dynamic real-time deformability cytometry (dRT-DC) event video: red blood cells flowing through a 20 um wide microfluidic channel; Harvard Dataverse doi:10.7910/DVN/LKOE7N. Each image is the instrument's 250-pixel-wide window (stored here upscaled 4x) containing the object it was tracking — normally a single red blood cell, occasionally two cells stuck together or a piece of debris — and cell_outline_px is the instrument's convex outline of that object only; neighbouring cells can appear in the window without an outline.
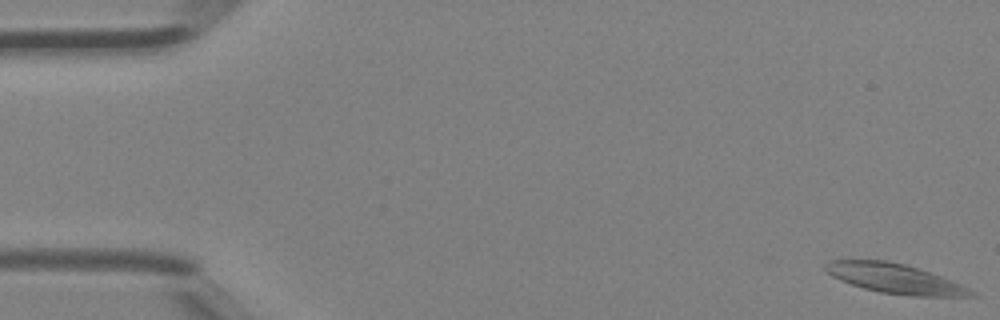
{"species": "Egyptian fruit bat (a non-hibernating species)", "species_latin": "Rousettus aegyptiacus", "temperature_condition": "room temperature", "stored_images_in_passage": 7, "camera_frame_rate_fps": 3000, "um_per_image_px": 0.085, "animal": {"sex": "female"}, "frame": {"image": 1, "passage_image": 1, "time_ms": 0.0, "image_size_px": [1000, 320], "cell_outline_px": [[980, 296], [912, 296], [880, 292], [864, 288], [840, 280], [832, 276], [824, 268], [824, 264], [828, 260], [888, 260], [904, 264], [940, 276], [960, 284], [968, 288]], "centroid_in_image_um": [76.04, 23.67], "position_along_channel_um": 9.0, "area_um2": 24.85}}
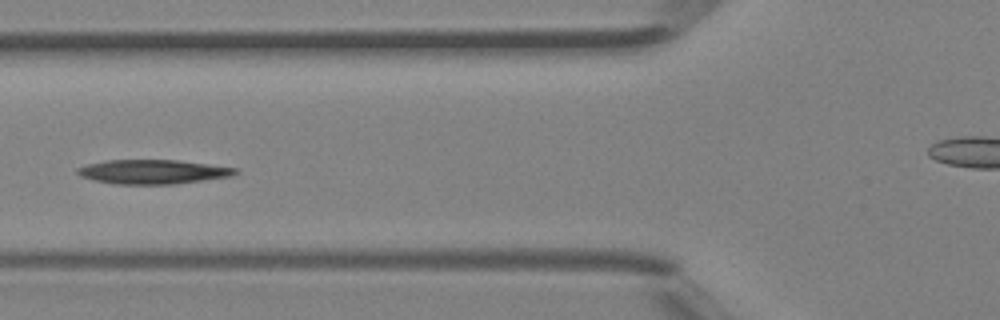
{"frame": {"image": 2, "passage_image": 6, "time_ms": 1.667, "image_size_px": [1000, 320], "cell_outline_px": [[240, 172], [232, 176], [172, 184], [112, 184], [92, 180], [80, 176], [76, 172], [76, 168], [88, 164], [104, 160], [176, 160], [208, 164], [236, 168]], "centroid_in_image_um": [12.95, 14.6], "position_along_channel_um": 112.9, "area_um2": 22.31}}
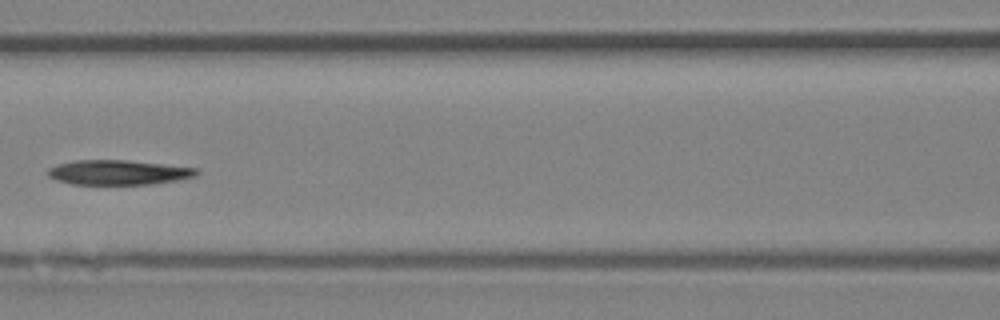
{"frame": {"image": 3, "passage_image": 7, "time_ms": 2.0, "image_size_px": [1000, 320], "cell_outline_px": [[200, 172], [196, 176], [176, 180], [152, 184], [72, 184], [56, 180], [48, 176], [48, 168], [56, 164], [72, 160], [128, 160], [200, 168]], "centroid_in_image_um": [10.07, 14.64], "position_along_channel_um": 156.5, "area_um2": 21.62}}